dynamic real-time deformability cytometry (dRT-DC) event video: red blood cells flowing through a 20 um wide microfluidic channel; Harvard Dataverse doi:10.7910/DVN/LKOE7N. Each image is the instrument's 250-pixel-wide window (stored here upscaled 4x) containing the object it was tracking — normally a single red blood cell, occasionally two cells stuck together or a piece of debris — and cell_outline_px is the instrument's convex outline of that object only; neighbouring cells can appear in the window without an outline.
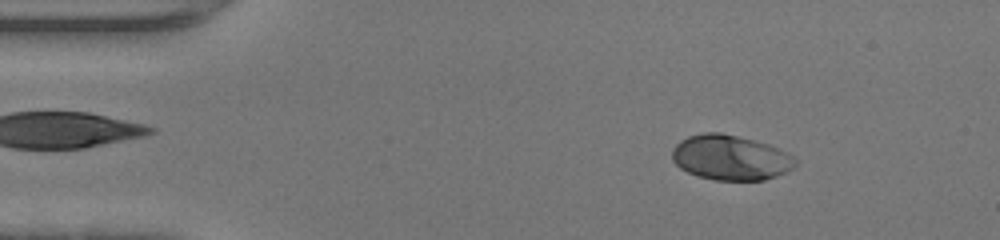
{"species": "human", "species_latin": "Homo sapiens", "temperature_condition": "warm", "stored_images_in_passage": 46, "camera_frame_rate_fps": 3000, "um_per_image_px": 0.085, "donor": {"sex": "female"}, "frame": {"image": 1, "passage_image": 6, "time_ms": 1.667, "image_size_px": [1000, 240], "cell_outline_px": [[796, 164], [792, 168], [776, 176], [764, 180], [716, 180], [700, 176], [688, 172], [680, 168], [672, 160], [672, 148], [680, 140], [688, 136], [704, 132], [720, 132], [756, 140], [768, 144], [792, 156], [796, 160]], "centroid_in_image_um": [62.05, 13.38], "position_along_channel_um": 22.9, "area_um2": 32.19}}
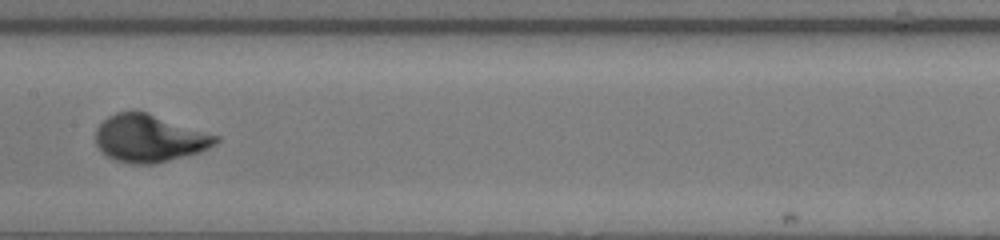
{"frame": {"image": 2, "passage_image": 23, "time_ms": 7.333, "image_size_px": [1000, 240], "cell_outline_px": [[220, 140], [216, 144], [200, 152], [156, 164], [128, 164], [116, 160], [108, 156], [96, 144], [96, 128], [108, 116], [116, 112], [144, 112], [220, 136]], "centroid_in_image_um": [12.71, 11.78], "position_along_channel_um": 194.7, "area_um2": 32.89}}
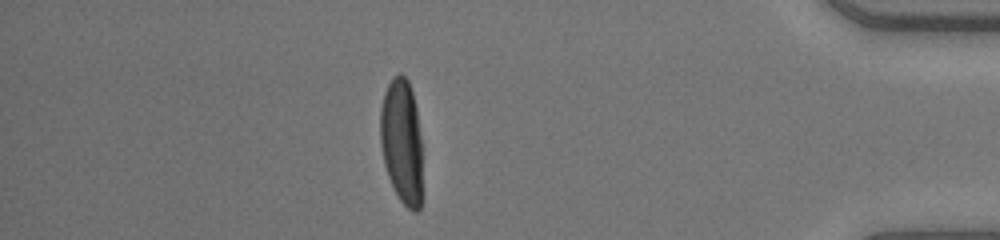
{"frame": {"image": 3, "passage_image": 40, "time_ms": 13.0, "image_size_px": [1000, 240], "cell_outline_px": [[420, 208], [416, 212], [412, 212], [400, 200], [388, 176], [384, 164], [380, 144], [380, 108], [384, 92], [392, 76], [400, 72], [408, 80], [412, 92], [416, 108], [420, 136]], "centroid_in_image_um": [34.11, 11.96], "position_along_channel_um": 401.1, "area_um2": 30.4}}